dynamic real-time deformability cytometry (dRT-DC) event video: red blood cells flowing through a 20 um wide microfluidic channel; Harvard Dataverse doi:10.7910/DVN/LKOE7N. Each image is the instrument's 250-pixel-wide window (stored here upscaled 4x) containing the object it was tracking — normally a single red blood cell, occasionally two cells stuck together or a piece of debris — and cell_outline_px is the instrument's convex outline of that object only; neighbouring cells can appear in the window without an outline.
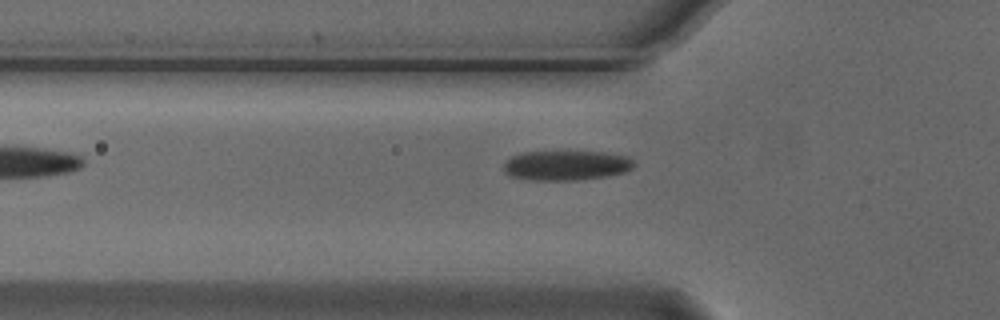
{"species": "Egyptian fruit bat (a non-hibernating species)", "species_latin": "Rousettus aegyptiacus", "temperature_condition": "cold", "stored_images_in_passage": 5, "camera_frame_rate_fps": 3000, "um_per_image_px": 0.085, "animal": {"sex": "male"}, "frame": {"image": 1, "passage_image": 5, "time_ms": 1.333, "image_size_px": [1000, 320], "cell_outline_px": [[636, 164], [632, 168], [624, 172], [604, 176], [576, 180], [532, 180], [508, 176], [504, 172], [504, 160], [520, 152], [604, 152], [628, 156]], "centroid_in_image_um": [48.09, 14.05], "position_along_channel_um": 77.7, "area_um2": 22.66}}